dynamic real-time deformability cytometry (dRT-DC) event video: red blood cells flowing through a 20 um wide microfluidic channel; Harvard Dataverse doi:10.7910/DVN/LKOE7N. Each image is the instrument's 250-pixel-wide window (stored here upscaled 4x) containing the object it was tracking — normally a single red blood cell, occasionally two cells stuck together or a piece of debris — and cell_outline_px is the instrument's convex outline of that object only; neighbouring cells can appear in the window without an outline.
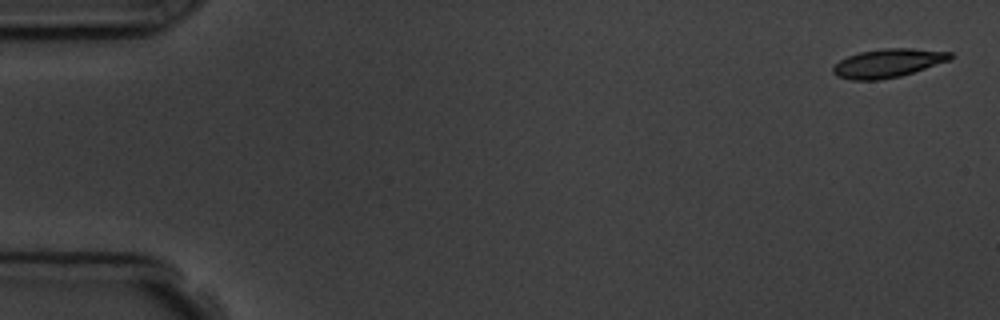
{"species": "common noctule bat (a hibernating species)", "species_latin": "Nyctalus noctula", "temperature_condition": "room temperature", "stored_images_in_passage": 4, "camera_frame_rate_fps": 3000, "um_per_image_px": 0.085, "animal": {"sex": "male", "body_mass_g": 19.5, "forearm_length_mm": 54.6}, "frame": {"image": 1, "passage_image": 1, "time_ms": 0.0, "image_size_px": [1000, 320], "cell_outline_px": [[952, 56], [948, 60], [900, 76], [880, 80], [852, 80], [836, 76], [832, 72], [832, 68], [840, 60], [848, 56], [860, 52], [884, 48], [912, 48], [952, 52]], "centroid_in_image_um": [75.43, 5.36], "position_along_channel_um": 9.6, "area_um2": 19.31}}
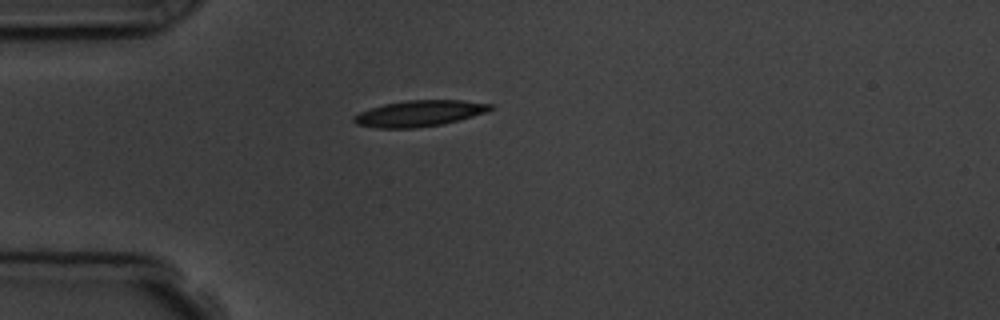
{"frame": {"image": 2, "passage_image": 4, "time_ms": 4.333, "image_size_px": [1000, 320], "cell_outline_px": [[496, 108], [488, 112], [440, 124], [416, 128], [376, 128], [356, 124], [352, 120], [352, 116], [360, 112], [384, 104], [408, 100], [460, 100], [496, 104]], "centroid_in_image_um": [35.67, 9.63], "position_along_channel_um": 49.3, "area_um2": 20.75}}